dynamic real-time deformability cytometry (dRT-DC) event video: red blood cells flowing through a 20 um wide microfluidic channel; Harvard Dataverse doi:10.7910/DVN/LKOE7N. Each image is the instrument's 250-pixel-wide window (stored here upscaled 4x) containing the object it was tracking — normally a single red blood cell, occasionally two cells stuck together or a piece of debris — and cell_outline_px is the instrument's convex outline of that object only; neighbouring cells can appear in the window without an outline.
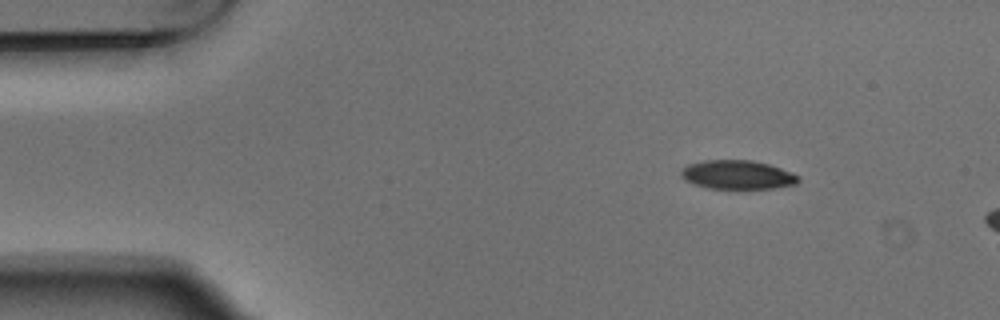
{"species": "Egyptian fruit bat (a non-hibernating species)", "species_latin": "Rousettus aegyptiacus", "temperature_condition": "warm", "stored_images_in_passage": 3, "camera_frame_rate_fps": 3000, "um_per_image_px": 0.085, "animal": {"sex": "male"}, "frame": {"image": 1, "passage_image": 1, "time_ms": 0.0, "image_size_px": [1000, 320], "cell_outline_px": [[800, 180], [796, 184], [776, 188], [708, 188], [684, 180], [680, 176], [680, 172], [688, 164], [704, 160], [752, 160], [768, 164], [792, 172], [800, 176]], "centroid_in_image_um": [62.7, 14.85], "position_along_channel_um": 22.3, "area_um2": 19.71}}